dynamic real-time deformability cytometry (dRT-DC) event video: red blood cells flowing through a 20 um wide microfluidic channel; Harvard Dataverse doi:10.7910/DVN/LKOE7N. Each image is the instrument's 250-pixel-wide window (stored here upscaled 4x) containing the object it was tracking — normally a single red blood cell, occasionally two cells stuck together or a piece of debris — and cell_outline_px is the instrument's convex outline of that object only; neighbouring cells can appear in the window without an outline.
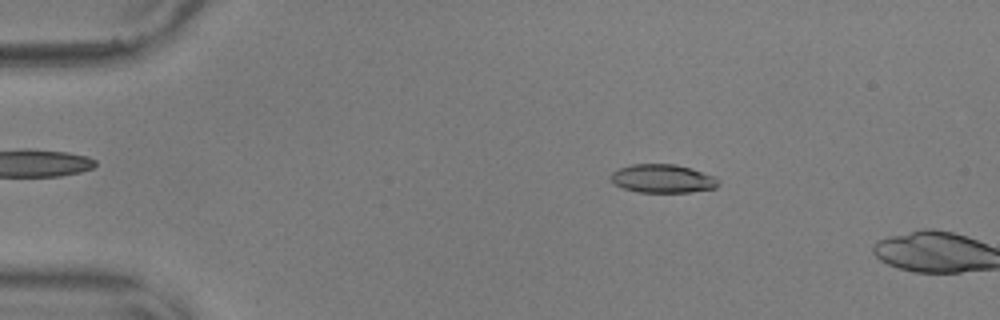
{"species": "common noctule bat (a hibernating species)", "species_latin": "Nyctalus noctula", "temperature_condition": "warm", "stored_images_in_passage": 13, "camera_frame_rate_fps": 3000, "um_per_image_px": 0.085, "animal": {"sex": "male", "body_mass_g": 17.9, "forearm_length_mm": 54.2}, "frame": {"image": 1, "passage_image": 11, "time_ms": 3.333, "image_size_px": [1000, 320], "cell_outline_px": [[720, 184], [716, 188], [688, 192], [640, 192], [624, 188], [612, 184], [608, 176], [612, 172], [620, 168], [632, 164], [676, 164], [692, 168], [716, 176], [720, 180]], "centroid_in_image_um": [56.34, 15.17], "position_along_channel_um": 28.7, "area_um2": 18.15}}